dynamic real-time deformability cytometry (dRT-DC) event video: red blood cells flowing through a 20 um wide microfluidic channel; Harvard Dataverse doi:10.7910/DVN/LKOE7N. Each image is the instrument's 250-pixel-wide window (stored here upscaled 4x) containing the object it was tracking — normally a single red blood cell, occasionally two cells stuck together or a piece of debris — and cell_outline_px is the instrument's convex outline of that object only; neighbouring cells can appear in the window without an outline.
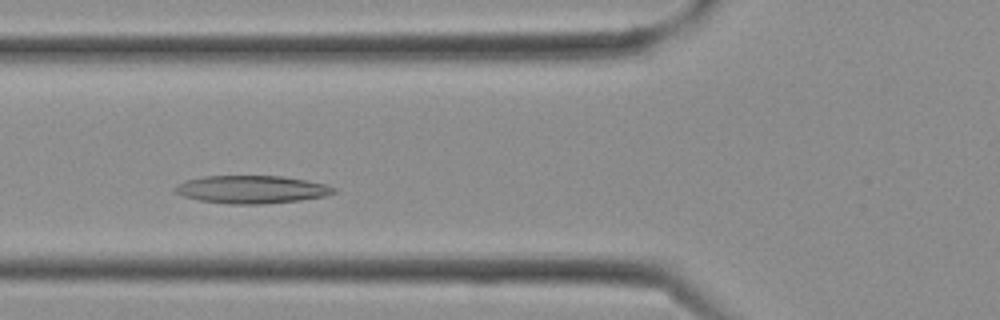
{"species": "Egyptian fruit bat (a non-hibernating species)", "species_latin": "Rousettus aegyptiacus", "temperature_condition": "cold", "stored_images_in_passage": 19, "camera_frame_rate_fps": 3000, "um_per_image_px": 0.085, "frame": {"image": 1, "passage_image": 8, "time_ms": 2.333, "image_size_px": [1000, 320], "cell_outline_px": [[336, 192], [324, 196], [300, 200], [264, 204], [228, 204], [200, 200], [184, 196], [176, 192], [172, 188], [188, 180], [204, 176], [284, 176], [328, 184], [336, 188]], "centroid_in_image_um": [21.44, 16.1], "position_along_channel_um": 104.4, "area_um2": 25.66}}
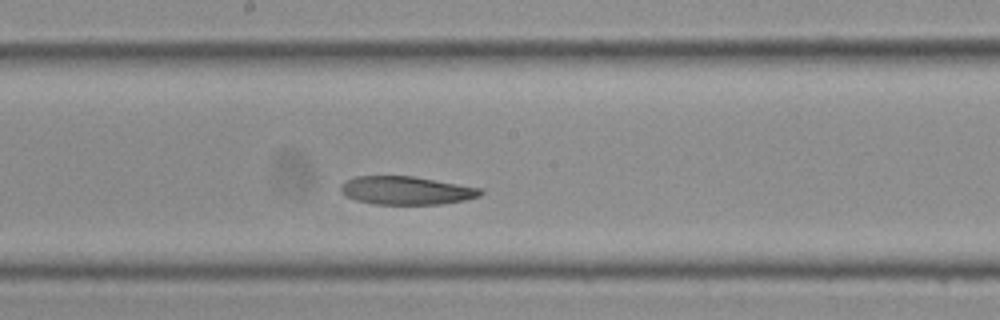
{"frame": {"image": 2, "passage_image": 13, "time_ms": 4.0, "image_size_px": [1000, 320], "cell_outline_px": [[484, 192], [480, 196], [464, 200], [440, 204], [372, 204], [356, 200], [340, 192], [340, 188], [348, 180], [356, 176], [412, 176], [484, 188]], "centroid_in_image_um": [34.59, 16.19], "position_along_channel_um": 213.6, "area_um2": 22.95}}
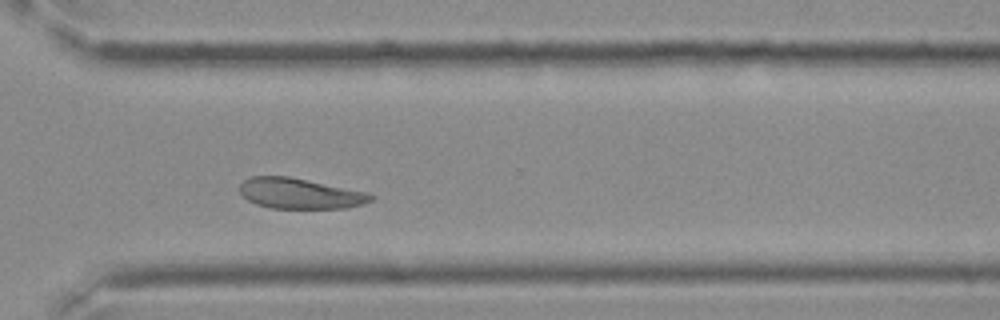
{"frame": {"image": 3, "passage_image": 19, "time_ms": 6.0, "image_size_px": [1000, 320], "cell_outline_px": [[376, 196], [372, 200], [364, 204], [348, 208], [272, 208], [256, 204], [248, 200], [240, 192], [240, 184], [248, 176], [288, 176], [368, 192]], "centroid_in_image_um": [25.52, 16.44], "position_along_channel_um": 345.1, "area_um2": 23.41}}